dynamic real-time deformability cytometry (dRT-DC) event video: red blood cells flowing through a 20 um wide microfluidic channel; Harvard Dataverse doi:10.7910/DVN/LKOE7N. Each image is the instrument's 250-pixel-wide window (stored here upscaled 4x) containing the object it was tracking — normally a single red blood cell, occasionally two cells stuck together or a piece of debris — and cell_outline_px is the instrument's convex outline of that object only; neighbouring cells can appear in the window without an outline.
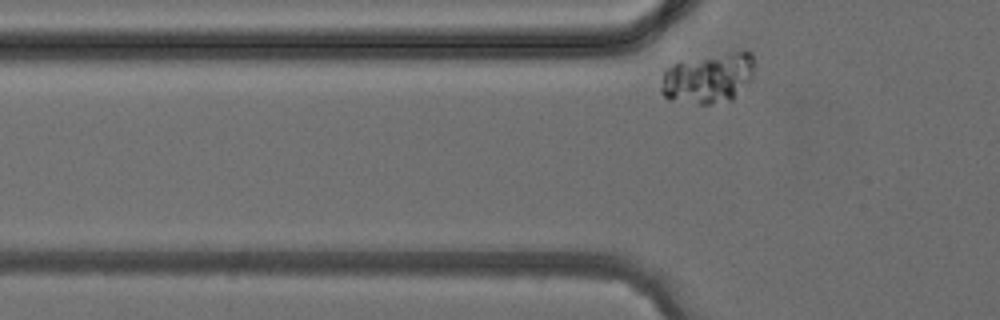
{"species": "common noctule bat (a hibernating species)", "species_latin": "Nyctalus noctula", "temperature_condition": "cold", "stored_images_in_passage": 3, "camera_frame_rate_fps": 3000, "um_per_image_px": 0.085, "animal": {"sex": "female", "body_mass_g": 24.6, "forearm_length_mm": 56.2}, "frame": {"image": 1, "passage_image": 3, "time_ms": 2.333, "image_size_px": [1000, 320], "cell_outline_px": [[752, 72], [748, 80], [732, 100], [708, 104], [700, 104], [668, 100], [660, 92], [660, 88], [664, 68], [680, 60], [732, 52], [752, 52]], "centroid_in_image_um": [60.09, 6.64], "position_along_channel_um": 65.7, "area_um2": 27.22}}